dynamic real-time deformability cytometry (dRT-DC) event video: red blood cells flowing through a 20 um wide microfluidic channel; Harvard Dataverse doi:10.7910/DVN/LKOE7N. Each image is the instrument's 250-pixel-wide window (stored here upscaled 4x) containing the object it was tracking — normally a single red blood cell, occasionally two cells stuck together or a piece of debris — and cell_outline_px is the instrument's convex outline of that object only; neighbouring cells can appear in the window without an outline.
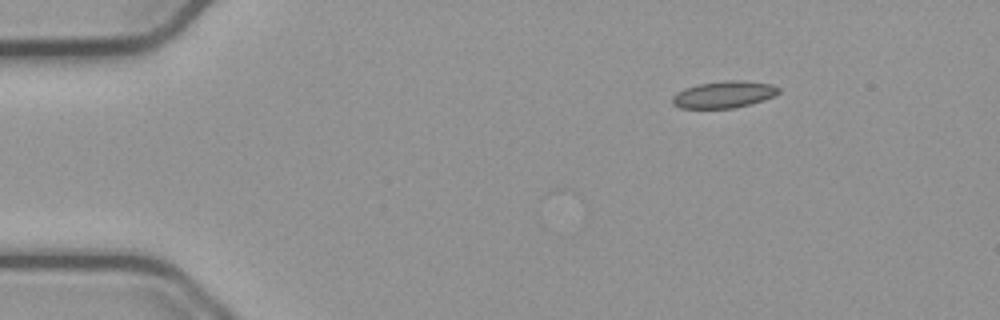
{"species": "common noctule bat (a hibernating species)", "species_latin": "Nyctalus noctula", "temperature_condition": "cold", "stored_images_in_passage": 23, "camera_frame_rate_fps": 3000, "um_per_image_px": 0.085, "animal": {"sex": "male", "body_mass_g": 23.1, "forearm_length_mm": 52.7}, "frame": {"image": 1, "passage_image": 1, "time_ms": 0.0, "image_size_px": [1000, 320], "cell_outline_px": [[780, 92], [764, 100], [732, 108], [680, 108], [672, 104], [672, 96], [676, 92], [684, 88], [700, 84], [724, 80], [740, 80], [772, 84], [780, 88]], "centroid_in_image_um": [61.51, 8.02], "position_along_channel_um": 23.5, "area_um2": 16.59}}
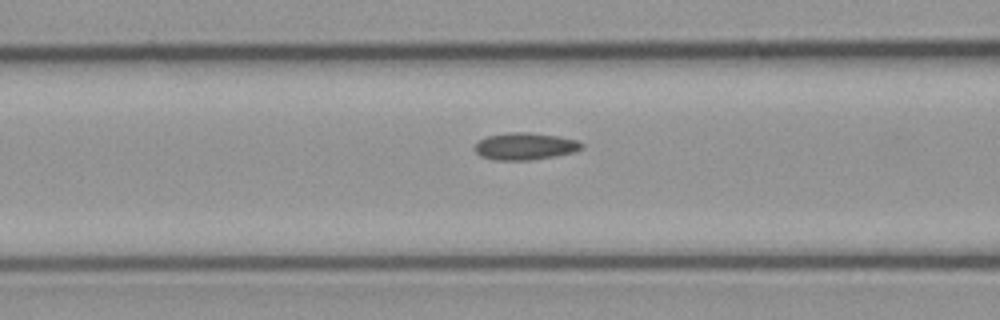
{"frame": {"image": 2, "passage_image": 15, "time_ms": 4.667, "image_size_px": [1000, 320], "cell_outline_px": [[584, 148], [572, 152], [556, 156], [528, 160], [496, 160], [480, 156], [476, 152], [476, 144], [480, 140], [488, 136], [508, 132], [528, 132], [560, 136], [576, 140], [584, 144]], "centroid_in_image_um": [44.66, 12.43], "position_along_channel_um": 121.9, "area_um2": 16.82}}
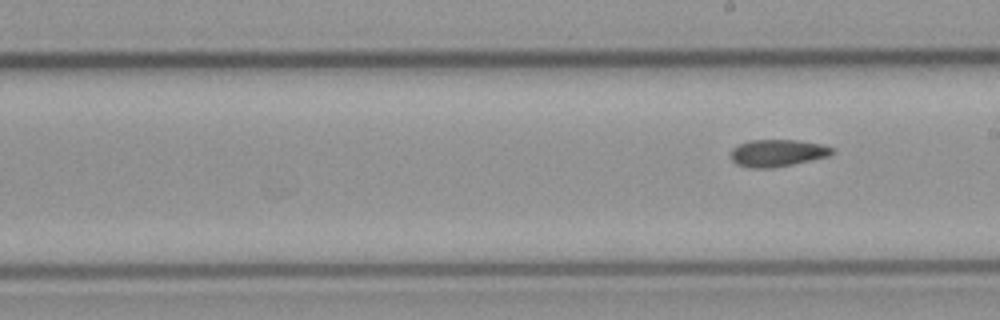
{"frame": {"image": 3, "passage_image": 23, "time_ms": 7.333, "image_size_px": [1000, 320], "cell_outline_px": [[836, 152], [828, 156], [792, 164], [772, 168], [748, 168], [736, 164], [732, 160], [728, 152], [732, 148], [748, 140], [796, 140], [820, 144], [836, 148]], "centroid_in_image_um": [66.05, 13.0], "position_along_channel_um": 222.9, "area_um2": 16.18}}